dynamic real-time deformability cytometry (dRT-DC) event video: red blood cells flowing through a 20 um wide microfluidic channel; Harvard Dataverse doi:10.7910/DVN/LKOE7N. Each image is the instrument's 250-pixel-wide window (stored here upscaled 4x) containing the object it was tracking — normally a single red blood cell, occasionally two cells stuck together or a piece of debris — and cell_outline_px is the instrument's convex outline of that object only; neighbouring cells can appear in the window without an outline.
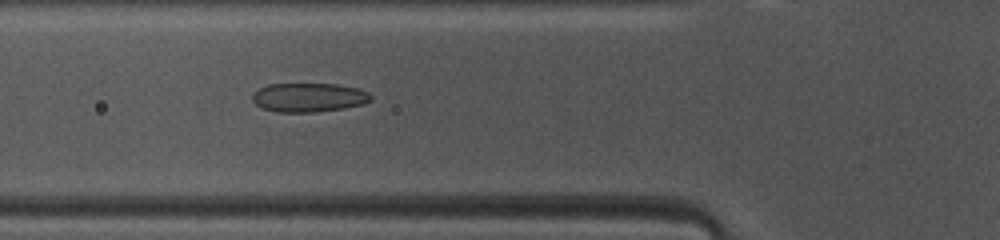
{"species": "common noctule bat (a hibernating species)", "species_latin": "Nyctalus noctula", "temperature_condition": "warm", "stored_images_in_passage": 37, "camera_frame_rate_fps": 3000, "um_per_image_px": 0.085, "animal": {"sex": "female", "body_mass_g": 10.0, "forearm_length_mm": 53.1}, "frame": {"image": 1, "passage_image": 10, "time_ms": 3.0, "image_size_px": [1000, 240], "cell_outline_px": [[372, 100], [364, 104], [344, 108], [316, 112], [276, 112], [260, 108], [252, 100], [252, 96], [260, 88], [268, 84], [336, 84], [356, 88], [368, 92], [372, 96]], "centroid_in_image_um": [26.25, 8.29], "position_along_channel_um": 99.6, "area_um2": 20.06}}
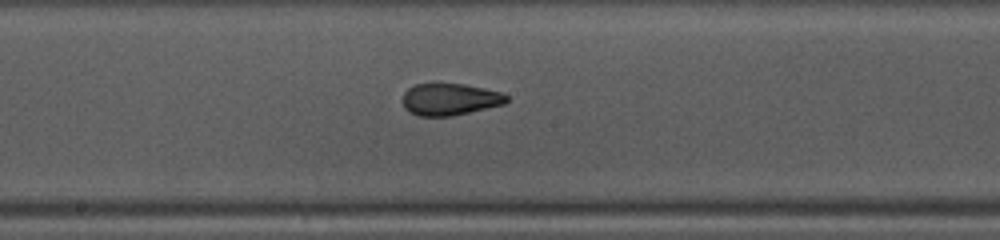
{"frame": {"image": 2, "passage_image": 18, "time_ms": 5.667, "image_size_px": [1000, 240], "cell_outline_px": [[508, 100], [504, 104], [452, 116], [416, 116], [408, 112], [404, 108], [400, 100], [404, 92], [408, 88], [416, 84], [436, 80], [464, 84], [504, 92], [508, 96]], "centroid_in_image_um": [38.17, 8.4], "position_along_channel_um": 210.0, "area_um2": 20.29}}
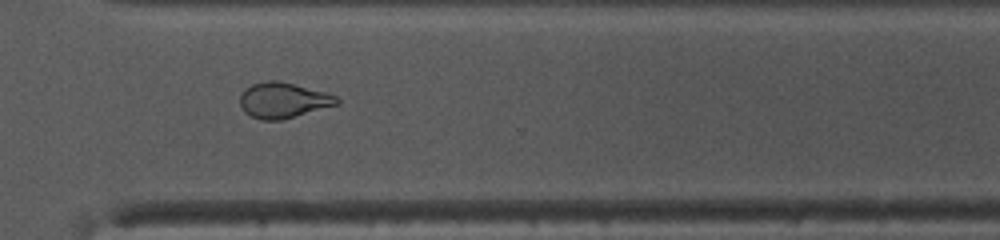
{"frame": {"image": 3, "passage_image": 28, "time_ms": 9.0, "image_size_px": [1000, 240], "cell_outline_px": [[340, 104], [280, 120], [260, 120], [244, 112], [240, 104], [240, 96], [244, 88], [252, 84], [268, 80], [276, 80], [328, 92], [336, 96], [340, 100]], "centroid_in_image_um": [24.08, 8.51], "position_along_channel_um": 346.5, "area_um2": 20.11}, "authors_computed_cell_mechanics": {"area_um2": 20.1722, "velocity_mm_per_s": 4.1178, "shape_relaxation_time_tau1_ms": 11.1263, "shape_relaxation_time_tau2_ms": 1.1709, "deformation_change_tau1": 0.2663, "deformation_change_tau2": 0.0704}}